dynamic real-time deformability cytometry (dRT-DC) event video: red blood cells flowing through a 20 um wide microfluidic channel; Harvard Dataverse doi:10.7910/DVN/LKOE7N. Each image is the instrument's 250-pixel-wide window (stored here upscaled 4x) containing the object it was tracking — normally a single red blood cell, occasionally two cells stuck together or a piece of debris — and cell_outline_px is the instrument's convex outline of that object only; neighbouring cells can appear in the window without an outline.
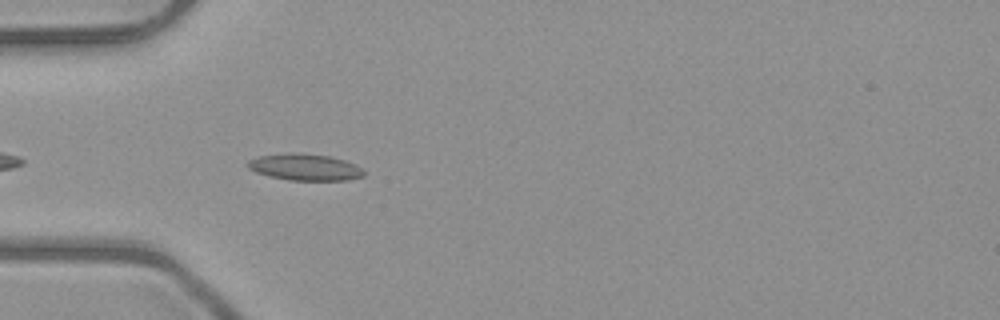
{"species": "common noctule bat (a hibernating species)", "species_latin": "Nyctalus noctula", "temperature_condition": "room temperature", "stored_images_in_passage": 11, "camera_frame_rate_fps": 3000, "um_per_image_px": 0.085, "animal": {"sex": "male", "body_mass_g": 23.1, "forearm_length_mm": 52.7}, "frame": {"image": 1, "passage_image": 4, "time_ms": 1.0, "image_size_px": [1000, 320], "cell_outline_px": [[364, 176], [348, 180], [288, 180], [268, 176], [256, 172], [248, 168], [248, 160], [256, 156], [292, 152], [296, 152], [328, 156], [344, 160], [356, 164], [364, 172]], "centroid_in_image_um": [25.89, 14.2], "position_along_channel_um": 59.1, "area_um2": 18.03}}